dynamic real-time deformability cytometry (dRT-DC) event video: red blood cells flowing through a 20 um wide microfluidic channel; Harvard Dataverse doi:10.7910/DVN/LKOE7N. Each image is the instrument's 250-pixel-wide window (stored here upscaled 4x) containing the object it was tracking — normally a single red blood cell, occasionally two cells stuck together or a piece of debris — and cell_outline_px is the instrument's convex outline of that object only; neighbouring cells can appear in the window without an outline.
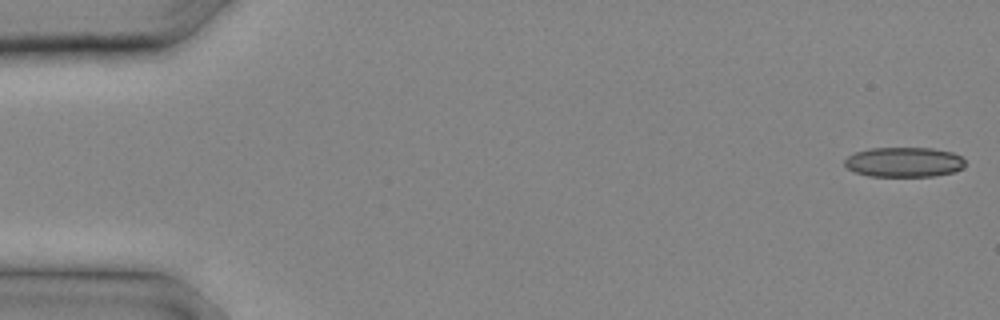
{"species": "common noctule bat (a hibernating species)", "species_latin": "Nyctalus noctula", "temperature_condition": "cold", "stored_images_in_passage": 11, "camera_frame_rate_fps": 3000, "um_per_image_px": 0.085, "animal": {"sex": "male", "body_mass_g": 20.4}, "frame": {"image": 1, "passage_image": 1, "time_ms": 0.0, "image_size_px": [1000, 320], "cell_outline_px": [[964, 168], [956, 172], [936, 176], [868, 176], [856, 172], [848, 168], [844, 164], [844, 160], [848, 156], [856, 152], [872, 148], [932, 148], [952, 152], [960, 156], [964, 160]], "centroid_in_image_um": [76.87, 13.78], "position_along_channel_um": 8.1, "area_um2": 21.04}}
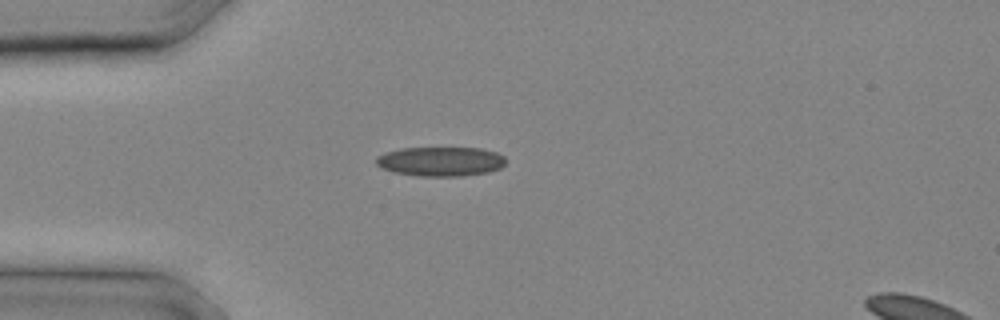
{"frame": {"image": 2, "passage_image": 7, "time_ms": 2.0, "image_size_px": [1000, 320], "cell_outline_px": [[508, 160], [500, 168], [488, 172], [460, 176], [420, 176], [392, 172], [376, 164], [376, 156], [384, 152], [400, 148], [480, 148], [496, 152], [504, 156]], "centroid_in_image_um": [37.45, 13.72], "position_along_channel_um": 47.5, "area_um2": 22.31}}